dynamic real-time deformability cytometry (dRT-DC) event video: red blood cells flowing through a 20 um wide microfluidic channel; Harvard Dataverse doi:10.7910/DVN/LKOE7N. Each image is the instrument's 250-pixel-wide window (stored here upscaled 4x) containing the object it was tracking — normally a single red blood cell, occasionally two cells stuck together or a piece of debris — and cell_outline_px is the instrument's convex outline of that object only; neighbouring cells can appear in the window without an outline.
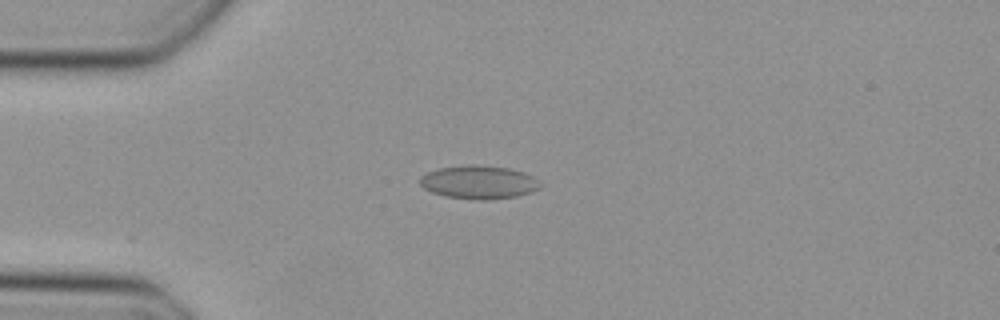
{"species": "Egyptian fruit bat (a non-hibernating species)", "species_latin": "Rousettus aegyptiacus", "temperature_condition": "cold", "stored_images_in_passage": 27, "camera_frame_rate_fps": 3000, "um_per_image_px": 0.085, "animal": {"sex": "female"}, "frame": {"image": 1, "passage_image": 2, "time_ms": 0.333, "image_size_px": [1000, 320], "cell_outline_px": [[540, 188], [532, 192], [516, 196], [488, 200], [480, 200], [448, 196], [432, 192], [424, 188], [420, 184], [420, 176], [428, 172], [440, 168], [464, 164], [480, 164], [508, 168], [524, 172], [532, 176], [540, 184]], "centroid_in_image_um": [40.7, 15.47], "position_along_channel_um": 44.3, "area_um2": 23.35}}
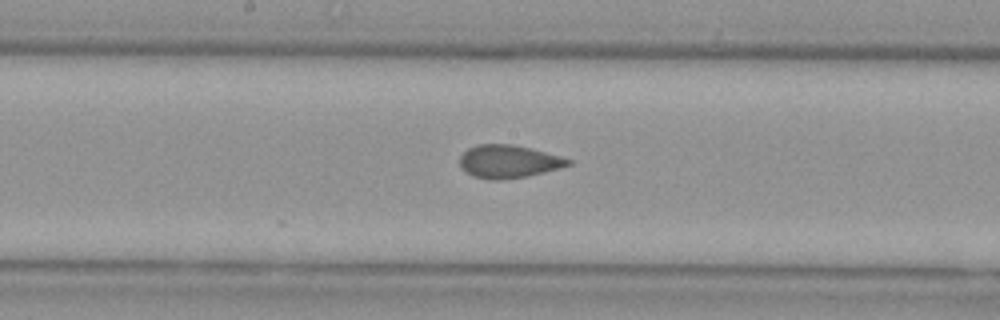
{"frame": {"image": 2, "passage_image": 15, "time_ms": 4.667, "image_size_px": [1000, 320], "cell_outline_px": [[572, 164], [560, 168], [528, 176], [496, 180], [492, 180], [472, 176], [460, 164], [460, 156], [468, 148], [476, 144], [512, 144], [560, 156], [572, 160]], "centroid_in_image_um": [43.23, 13.72], "position_along_channel_um": 205.0, "area_um2": 20.58}}
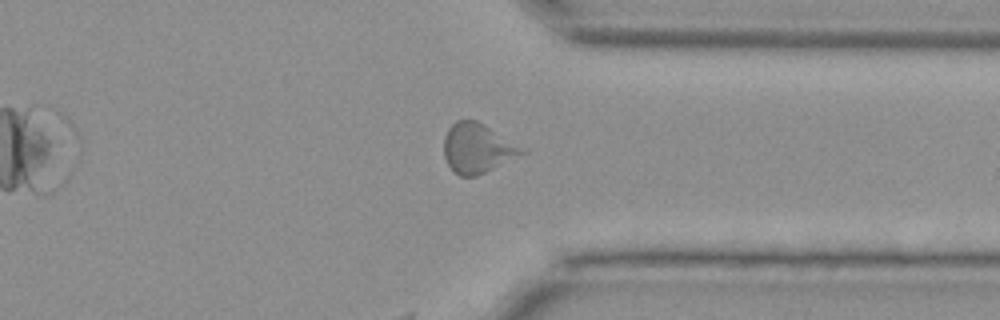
{"frame": {"image": 3, "passage_image": 27, "time_ms": 8.667, "image_size_px": [1000, 320], "cell_outline_px": [[528, 152], [476, 176], [460, 176], [452, 172], [444, 156], [444, 136], [448, 128], [456, 120], [476, 120], [484, 124], [528, 148]], "centroid_in_image_um": [40.61, 12.59], "position_along_channel_um": 370.8, "area_um2": 22.89}}